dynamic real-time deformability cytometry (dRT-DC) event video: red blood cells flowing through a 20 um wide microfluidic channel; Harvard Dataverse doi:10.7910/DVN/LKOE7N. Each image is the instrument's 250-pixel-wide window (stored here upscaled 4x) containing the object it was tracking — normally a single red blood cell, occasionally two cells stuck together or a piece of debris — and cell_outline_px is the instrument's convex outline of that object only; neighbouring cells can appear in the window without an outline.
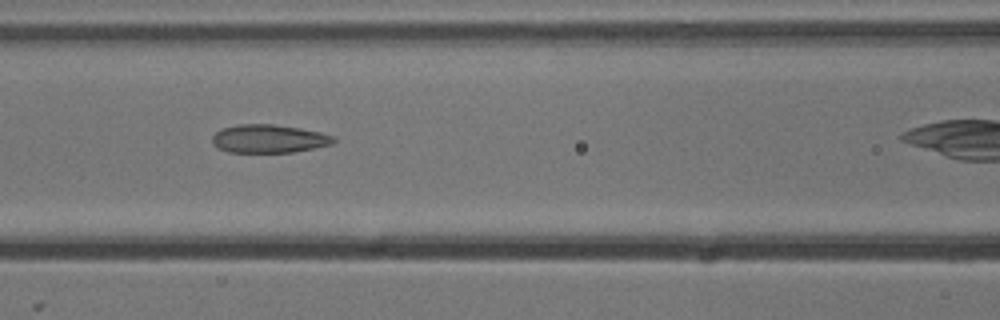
{"species": "common noctule bat (a hibernating species)", "species_latin": "Nyctalus noctula", "temperature_condition": "cold", "stored_images_in_passage": 6, "camera_frame_rate_fps": 3000, "um_per_image_px": 0.085, "animal": {"sex": "male", "body_mass_g": 13.3}, "frame": {"image": 1, "passage_image": 4, "time_ms": 1.0, "image_size_px": [1000, 320], "cell_outline_px": [[336, 140], [332, 144], [316, 148], [292, 152], [228, 152], [212, 144], [212, 136], [216, 132], [224, 128], [236, 124], [276, 124], [300, 128], [320, 132], [336, 136]], "centroid_in_image_um": [22.89, 11.78], "position_along_channel_um": 143.7, "area_um2": 20.11}}
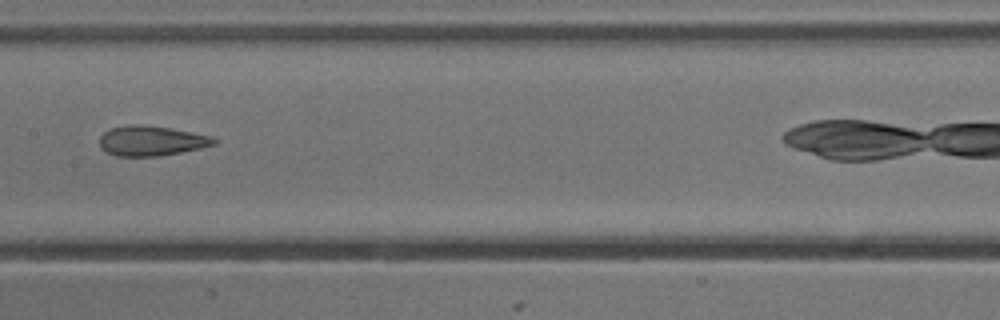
{"frame": {"image": 2, "passage_image": 5, "time_ms": 1.333, "image_size_px": [1000, 320], "cell_outline_px": [[216, 144], [200, 148], [160, 156], [116, 156], [100, 148], [100, 136], [104, 132], [112, 128], [132, 124], [144, 124], [172, 128], [212, 136], [216, 140]], "centroid_in_image_um": [12.86, 11.96], "position_along_channel_um": 194.5, "area_um2": 20.0}}